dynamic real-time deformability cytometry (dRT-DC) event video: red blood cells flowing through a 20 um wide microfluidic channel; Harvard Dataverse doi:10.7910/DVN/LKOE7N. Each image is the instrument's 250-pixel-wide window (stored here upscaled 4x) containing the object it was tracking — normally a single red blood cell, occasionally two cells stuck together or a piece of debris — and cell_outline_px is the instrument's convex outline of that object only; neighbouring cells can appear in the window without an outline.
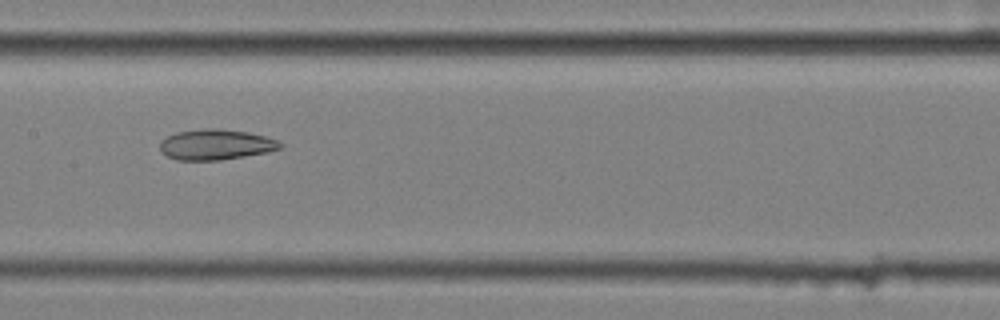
{"species": "common noctule bat (a hibernating species)", "species_latin": "Nyctalus noctula", "temperature_condition": "cold", "stored_images_in_passage": 8, "camera_frame_rate_fps": 3000, "um_per_image_px": 0.085, "animal": {"sex": "female", "body_mass_g": 25.1}, "frame": {"image": 1, "passage_image": 5, "time_ms": 1.333, "image_size_px": [1000, 320], "cell_outline_px": [[284, 148], [268, 152], [220, 160], [176, 160], [160, 152], [160, 140], [176, 132], [204, 128], [220, 128], [248, 132], [280, 140], [284, 144]], "centroid_in_image_um": [18.38, 12.28], "position_along_channel_um": 189.0, "area_um2": 21.68}}
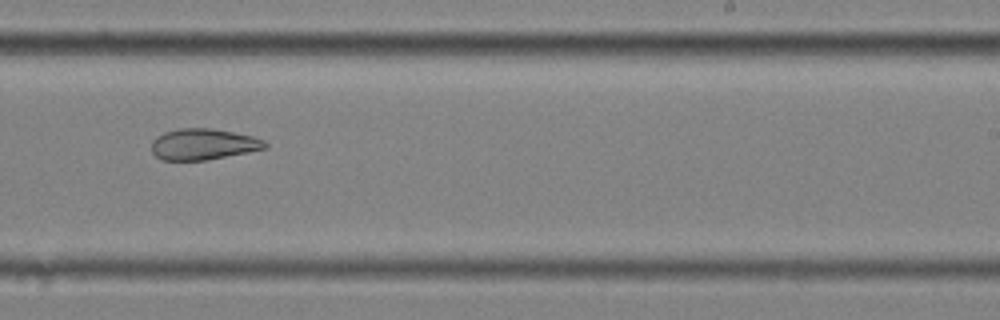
{"frame": {"image": 2, "passage_image": 7, "time_ms": 2.0, "image_size_px": [1000, 320], "cell_outline_px": [[268, 148], [208, 160], [164, 160], [156, 156], [152, 152], [152, 140], [156, 136], [164, 132], [180, 128], [212, 128], [252, 136], [264, 140], [268, 144]], "centroid_in_image_um": [17.28, 12.26], "position_along_channel_um": 271.7, "area_um2": 20.63}}
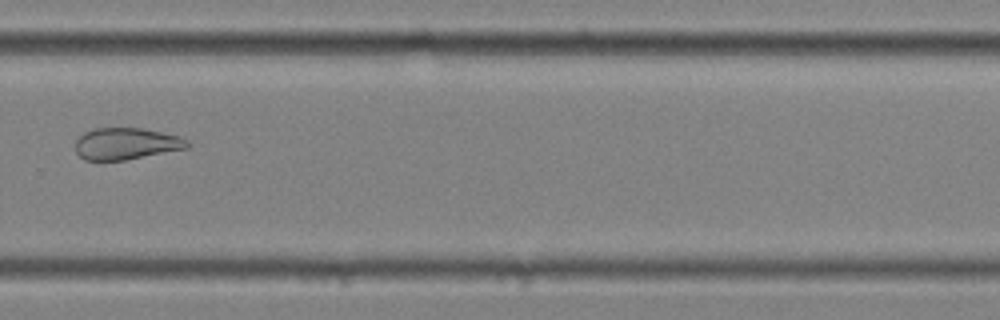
{"frame": {"image": 3, "passage_image": 8, "time_ms": 2.333, "image_size_px": [1000, 320], "cell_outline_px": [[188, 148], [124, 160], [84, 160], [76, 152], [76, 140], [84, 132], [96, 128], [144, 128], [180, 136], [188, 140]], "centroid_in_image_um": [10.73, 12.21], "position_along_channel_um": 319.1, "area_um2": 20.63}}